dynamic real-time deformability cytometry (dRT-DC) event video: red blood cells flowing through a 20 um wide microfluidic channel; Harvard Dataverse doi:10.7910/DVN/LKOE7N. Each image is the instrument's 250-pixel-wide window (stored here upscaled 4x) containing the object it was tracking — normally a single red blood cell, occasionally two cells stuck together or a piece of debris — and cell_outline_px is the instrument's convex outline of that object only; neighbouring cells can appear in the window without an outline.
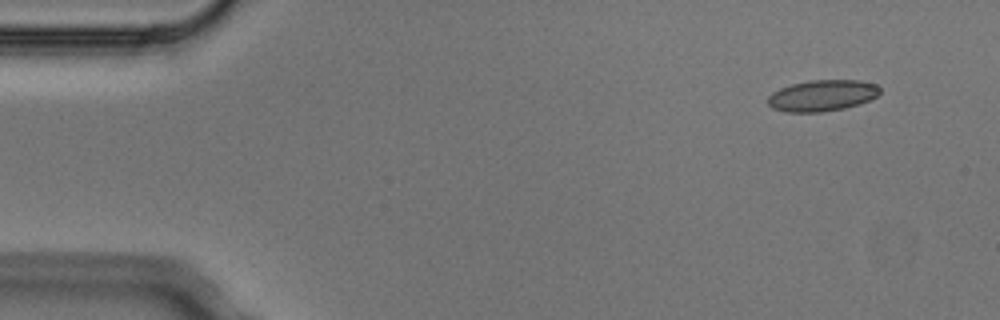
{"species": "Egyptian fruit bat (a non-hibernating species)", "species_latin": "Rousettus aegyptiacus", "temperature_condition": "cold", "stored_images_in_passage": 4, "segment_of_instrument_passage": [1, 2], "camera_frame_rate_fps": 3000, "um_per_image_px": 0.085, "animal": {"sex": "male"}, "frame": {"image": 1, "passage_image": 1, "time_ms": 0.0, "image_size_px": [1000, 320], "cell_outline_px": [[880, 92], [876, 96], [868, 100], [844, 108], [824, 112], [784, 112], [772, 108], [768, 104], [768, 96], [772, 92], [780, 88], [792, 84], [808, 80], [860, 80], [876, 84], [880, 88]], "centroid_in_image_um": [69.85, 8.12], "position_along_channel_um": 15.1, "area_um2": 20.4}}